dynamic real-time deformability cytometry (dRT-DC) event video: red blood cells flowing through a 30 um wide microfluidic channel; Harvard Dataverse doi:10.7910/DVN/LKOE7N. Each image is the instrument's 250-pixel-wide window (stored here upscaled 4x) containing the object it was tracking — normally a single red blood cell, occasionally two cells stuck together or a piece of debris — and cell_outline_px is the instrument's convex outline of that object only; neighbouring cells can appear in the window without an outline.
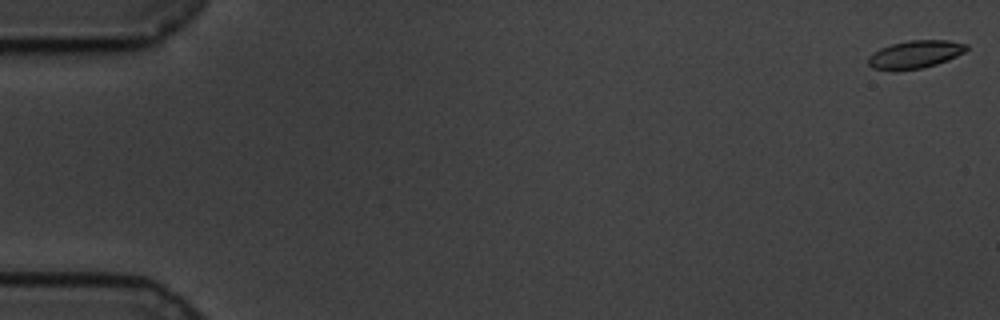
{"species": "common noctule bat (a hibernating species)", "species_latin": "Nyctalus noctula", "temperature_condition": "cold", "stored_images_in_passage": 60, "camera_frame_rate_fps": 3000, "um_per_image_px": 0.085, "animal": {"sex": "male", "body_mass_g": 19.5, "forearm_length_mm": 54.6}, "frame": {"image": 1, "passage_image": 1, "time_ms": 0.0, "image_size_px": [1000, 320], "cell_outline_px": [[968, 48], [964, 52], [956, 56], [936, 64], [920, 68], [896, 72], [892, 72], [872, 68], [868, 64], [868, 56], [880, 48], [892, 44], [908, 40], [948, 40], [968, 44]], "centroid_in_image_um": [77.74, 4.64], "position_along_channel_um": 7.3, "area_um2": 16.13}}
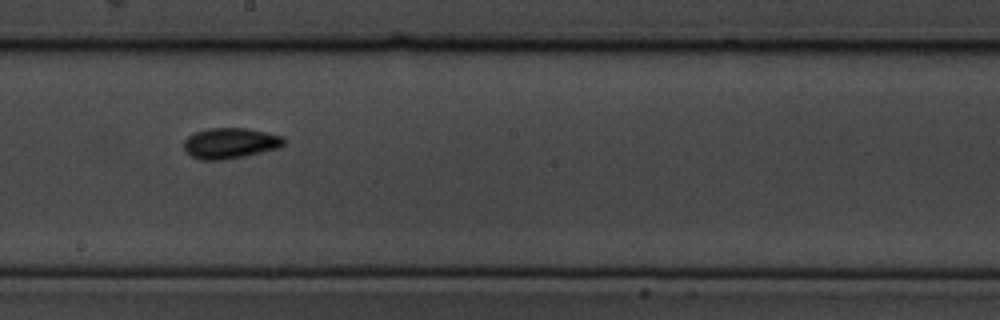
{"frame": {"image": 2, "passage_image": 34, "time_ms": 11.0, "image_size_px": [1000, 320], "cell_outline_px": [[284, 144], [280, 148], [244, 156], [224, 160], [200, 160], [184, 152], [184, 140], [188, 136], [196, 132], [208, 128], [244, 128], [284, 136]], "centroid_in_image_um": [19.55, 12.18], "position_along_channel_um": 228.7, "area_um2": 17.92}}
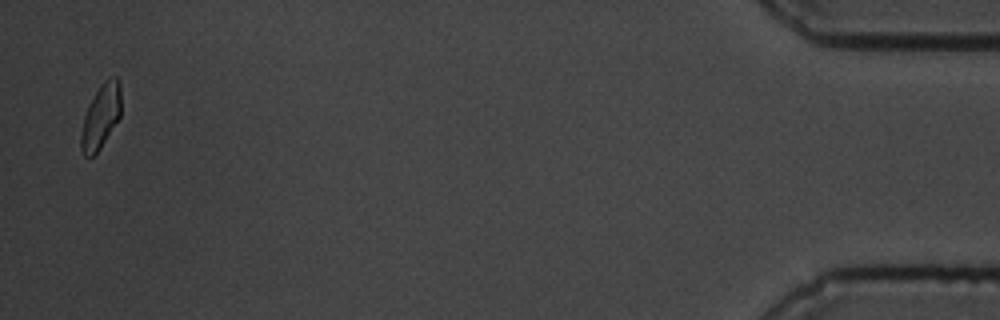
{"frame": {"image": 3, "passage_image": 59, "time_ms": 19.333, "image_size_px": [1000, 320], "cell_outline_px": [[120, 116], [100, 148], [88, 160], [84, 156], [80, 148], [80, 132], [84, 116], [88, 104], [100, 84], [108, 76], [116, 76], [120, 80]], "centroid_in_image_um": [8.54, 9.88], "position_along_channel_um": 426.7, "area_um2": 15.2}, "authors_computed_cell_mechanics": {"area_um2": 16.2418, "velocity_mm_per_s": 3.3908, "shape_relaxation_time_tau1_ms": 3.3098, "shape_relaxation_time_tau2_ms": 7.4277, "deformation_change_tau1": 0.1032, "deformation_change_tau2": 0.1162}}